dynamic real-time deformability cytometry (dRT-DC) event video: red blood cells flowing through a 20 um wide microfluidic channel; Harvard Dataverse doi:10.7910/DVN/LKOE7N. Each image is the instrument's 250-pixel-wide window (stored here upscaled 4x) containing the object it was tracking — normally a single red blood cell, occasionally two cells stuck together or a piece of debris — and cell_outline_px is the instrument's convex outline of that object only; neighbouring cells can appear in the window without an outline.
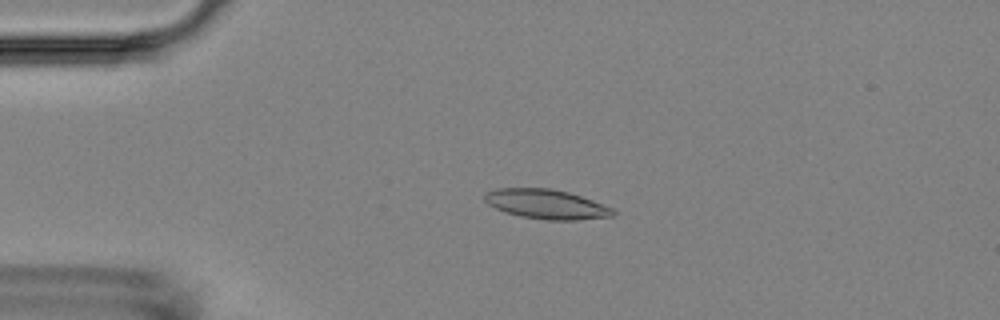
{"species": "Egyptian fruit bat (a non-hibernating species)", "species_latin": "Rousettus aegyptiacus", "temperature_condition": "room temperature", "stored_images_in_passage": 5, "camera_frame_rate_fps": 3000, "um_per_image_px": 0.085, "animal": {"sex": "female"}, "frame": {"image": 1, "passage_image": 4, "time_ms": 3.333, "image_size_px": [1000, 320], "cell_outline_px": [[616, 212], [612, 216], [576, 220], [544, 220], [520, 216], [504, 212], [488, 204], [484, 200], [484, 192], [496, 188], [552, 188], [568, 192], [592, 200], [612, 208]], "centroid_in_image_um": [46.39, 17.35], "position_along_channel_um": 38.6, "area_um2": 22.14}}